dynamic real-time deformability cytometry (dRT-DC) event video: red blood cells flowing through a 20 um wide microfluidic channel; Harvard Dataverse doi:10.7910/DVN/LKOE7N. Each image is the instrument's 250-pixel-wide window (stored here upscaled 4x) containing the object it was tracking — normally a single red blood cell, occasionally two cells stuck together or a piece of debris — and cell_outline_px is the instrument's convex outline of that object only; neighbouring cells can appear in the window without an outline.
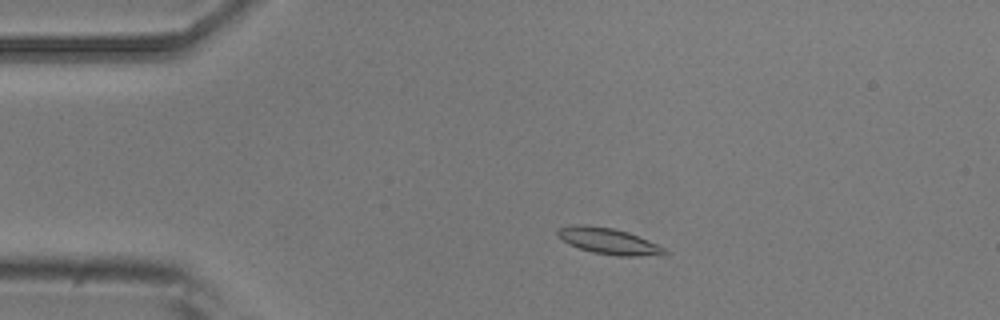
{"species": "common noctule bat (a hibernating species)", "species_latin": "Nyctalus noctula", "temperature_condition": "room temperature", "stored_images_in_passage": 48, "camera_frame_rate_fps": 3000, "um_per_image_px": 0.085, "animal": {"sex": "male", "body_mass_g": 20.5, "forearm_length_mm": 52.5}, "frame": {"image": 1, "passage_image": 7, "time_ms": 2.0, "image_size_px": [1000, 320], "cell_outline_px": [[668, 252], [664, 256], [616, 256], [592, 252], [580, 248], [564, 240], [556, 232], [560, 228], [576, 224], [584, 224], [612, 228], [628, 232], [648, 240], [664, 248]], "centroid_in_image_um": [51.81, 20.51], "position_along_channel_um": 33.2, "area_um2": 16.13}}
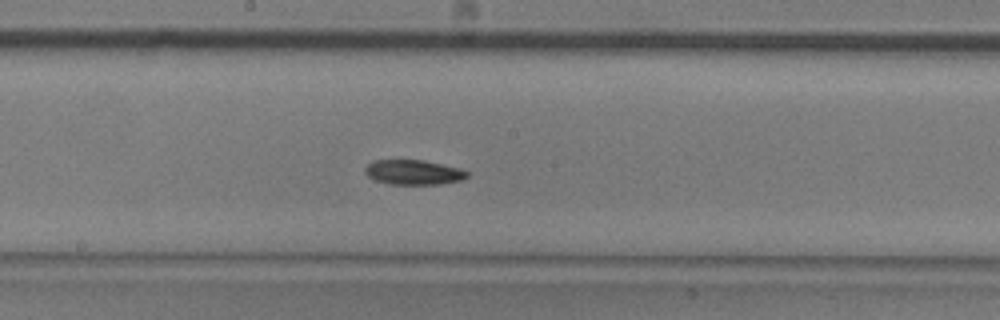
{"frame": {"image": 2, "passage_image": 24, "time_ms": 7.667, "image_size_px": [1000, 320], "cell_outline_px": [[468, 176], [460, 180], [440, 184], [388, 184], [376, 180], [368, 176], [364, 172], [364, 168], [372, 160], [424, 160], [460, 168], [468, 172]], "centroid_in_image_um": [35.12, 14.64], "position_along_channel_um": 213.1, "area_um2": 14.74}}
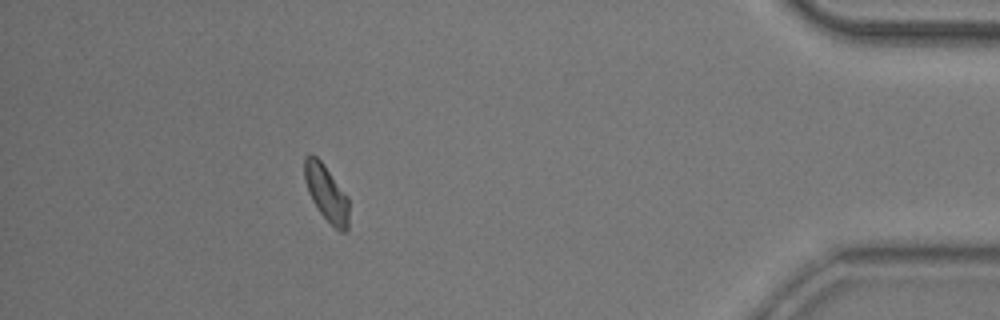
{"frame": {"image": 3, "passage_image": 43, "time_ms": 14.0, "image_size_px": [1000, 320], "cell_outline_px": [[348, 228], [344, 232], [340, 232], [320, 212], [312, 200], [308, 192], [304, 176], [304, 156], [308, 152], [312, 152], [320, 160], [348, 196]], "centroid_in_image_um": [27.72, 16.36], "position_along_channel_um": 407.5, "area_um2": 14.45}, "authors_computed_cell_mechanics": {"area_um2": 14.7968, "velocity_mm_per_s": 3.9043, "shape_relaxation_time_tau1_ms": 2.8925, "shape_relaxation_time_tau2_ms": null, "deformation_change_tau1": 0.1076, "deformation_change_tau2": null}}